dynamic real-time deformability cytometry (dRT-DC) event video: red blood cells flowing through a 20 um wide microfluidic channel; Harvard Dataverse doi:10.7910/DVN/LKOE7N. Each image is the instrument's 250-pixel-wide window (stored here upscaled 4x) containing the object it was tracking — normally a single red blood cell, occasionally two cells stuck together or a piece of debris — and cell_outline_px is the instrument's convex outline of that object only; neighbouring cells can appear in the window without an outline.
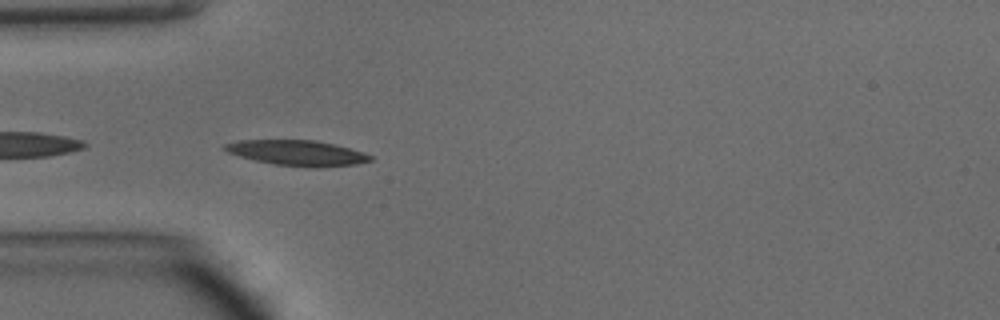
{"species": "common noctule bat (a hibernating species)", "species_latin": "Nyctalus noctula", "temperature_condition": "warm", "stored_images_in_passage": 34, "camera_frame_rate_fps": 3000, "um_per_image_px": 0.085, "animal": {"sex": "male", "body_mass_g": 15.6}, "frame": {"image": 1, "passage_image": 1, "time_ms": 0.0, "image_size_px": [1000, 320], "cell_outline_px": [[372, 160], [356, 164], [320, 168], [308, 168], [276, 164], [256, 160], [240, 156], [228, 152], [220, 148], [224, 144], [236, 140], [316, 140], [364, 152], [372, 156]], "centroid_in_image_um": [25.25, 13.0], "position_along_channel_um": 59.7, "area_um2": 21.56}}
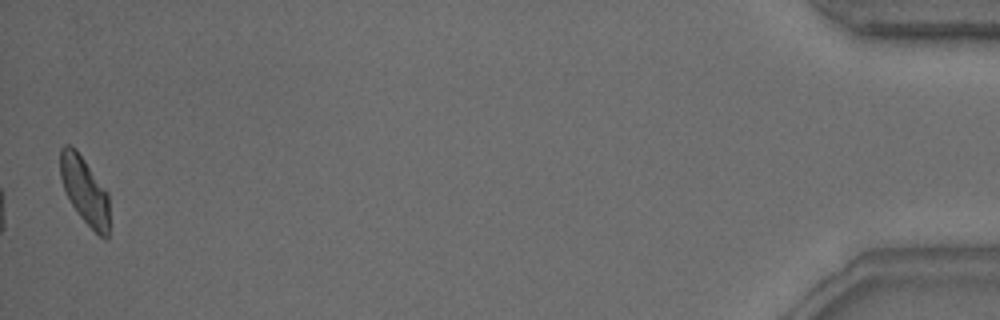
{"frame": {"image": 2, "passage_image": 34, "time_ms": 11.0, "image_size_px": [1000, 320], "cell_outline_px": [[108, 240], [104, 240], [80, 216], [72, 204], [64, 188], [60, 176], [60, 148], [64, 144], [72, 144], [76, 148], [108, 192]], "centroid_in_image_um": [7.19, 16.14], "position_along_channel_um": 428.0, "area_um2": 19.13}, "authors_computed_cell_mechanics": {"area_um2": 20.5479, "velocity_mm_per_s": 4.2113, "shape_relaxation_time_tau1_ms": 5.1865, "shape_relaxation_time_tau2_ms": 2.4617, "deformation_change_tau1": 0.1661, "deformation_change_tau2": 0.1036}}